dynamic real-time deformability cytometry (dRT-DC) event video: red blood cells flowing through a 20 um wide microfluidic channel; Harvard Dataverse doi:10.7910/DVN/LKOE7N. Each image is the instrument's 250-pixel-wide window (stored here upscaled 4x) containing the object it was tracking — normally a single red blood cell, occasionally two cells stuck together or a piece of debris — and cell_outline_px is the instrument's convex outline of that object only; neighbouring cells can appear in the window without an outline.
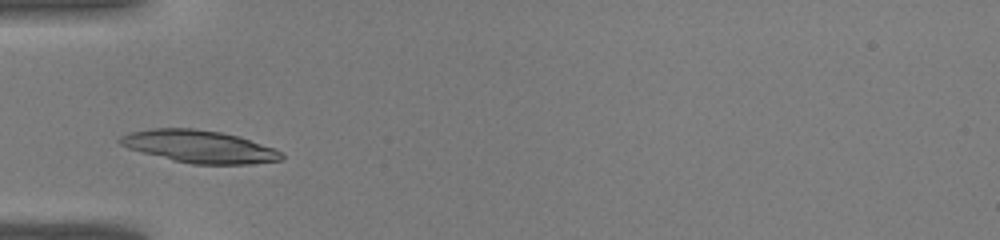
{"species": "common noctule bat (a hibernating species)", "species_latin": "Nyctalus noctula", "temperature_condition": "warm", "stored_images_in_passage": 28, "camera_frame_rate_fps": 3000, "um_per_image_px": 0.085, "animal": {"sex": "male", "body_mass_g": 19.0, "forearm_length_mm": 50.8}, "frame": {"image": 1, "passage_image": 4, "time_ms": 1.0, "image_size_px": [1000, 240], "cell_outline_px": [[272, 160], [232, 164], [208, 164], [180, 160], [172, 156], [140, 132], [212, 132], [232, 136], [268, 148]], "centroid_in_image_um": [17.76, 12.55], "position_along_channel_um": 67.2, "area_um2": 21.04}}
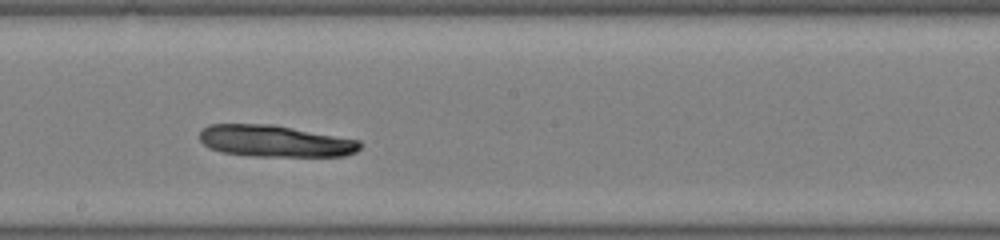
{"frame": {"image": 2, "passage_image": 14, "time_ms": 4.333, "image_size_px": [1000, 240], "cell_outline_px": [[360, 144], [352, 152], [336, 156], [300, 156], [232, 152], [216, 148], [208, 144], [200, 136], [208, 128], [216, 124], [244, 124], [284, 128], [352, 140]], "centroid_in_image_um": [23.39, 11.99], "position_along_channel_um": 224.8, "area_um2": 26.01}}
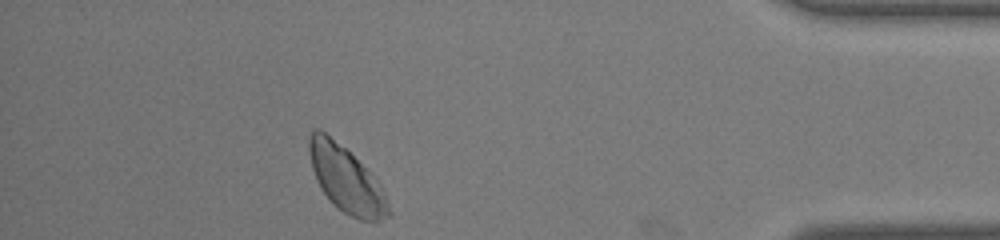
{"frame": {"image": 3, "passage_image": 28, "time_ms": 9.0, "image_size_px": [1000, 240], "cell_outline_px": [[376, 200], [340, 208], [328, 196], [320, 184], [316, 176], [312, 160], [312, 136], [328, 136], [348, 152], [356, 160]], "centroid_in_image_um": [28.84, 14.75], "position_along_channel_um": 406.4, "area_um2": 20.06}}